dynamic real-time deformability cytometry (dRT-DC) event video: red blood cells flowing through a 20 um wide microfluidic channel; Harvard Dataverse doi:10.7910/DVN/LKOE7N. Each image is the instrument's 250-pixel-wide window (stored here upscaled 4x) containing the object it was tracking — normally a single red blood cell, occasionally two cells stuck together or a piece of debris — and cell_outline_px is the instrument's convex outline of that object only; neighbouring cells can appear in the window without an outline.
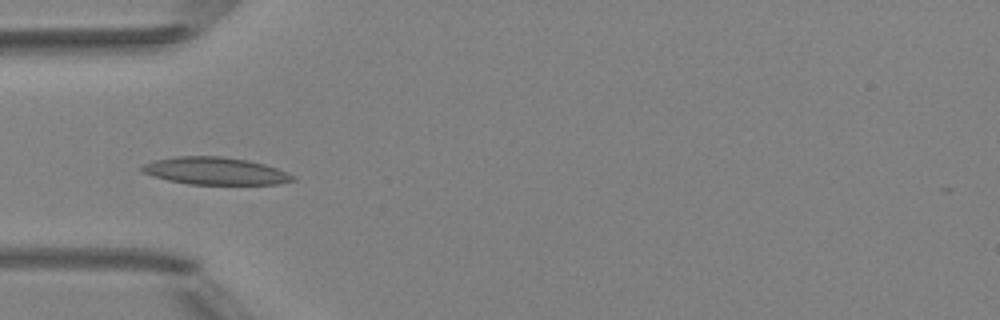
{"species": "Egyptian fruit bat (a non-hibernating species)", "species_latin": "Rousettus aegyptiacus", "temperature_condition": "room temperature", "stored_images_in_passage": 6, "camera_frame_rate_fps": 3000, "um_per_image_px": 0.085, "animal": {"sex": "female"}, "frame": {"image": 1, "passage_image": 5, "time_ms": 5.0, "image_size_px": [1000, 320], "cell_outline_px": [[296, 180], [280, 184], [188, 184], [168, 180], [152, 176], [144, 172], [140, 168], [144, 164], [156, 160], [176, 156], [220, 156], [248, 160], [264, 164], [288, 172], [296, 176]], "centroid_in_image_um": [18.34, 14.53], "position_along_channel_um": 66.7, "area_um2": 24.04}}
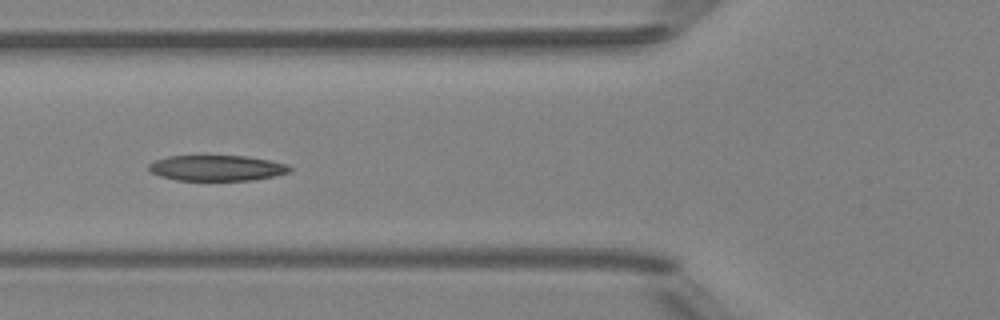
{"frame": {"image": 2, "passage_image": 6, "time_ms": 6.0, "image_size_px": [1000, 320], "cell_outline_px": [[292, 168], [288, 172], [272, 176], [252, 180], [176, 180], [160, 176], [148, 172], [148, 164], [156, 160], [168, 156], [248, 156], [288, 164]], "centroid_in_image_um": [18.39, 14.28], "position_along_channel_um": 107.4, "area_um2": 20.98}}